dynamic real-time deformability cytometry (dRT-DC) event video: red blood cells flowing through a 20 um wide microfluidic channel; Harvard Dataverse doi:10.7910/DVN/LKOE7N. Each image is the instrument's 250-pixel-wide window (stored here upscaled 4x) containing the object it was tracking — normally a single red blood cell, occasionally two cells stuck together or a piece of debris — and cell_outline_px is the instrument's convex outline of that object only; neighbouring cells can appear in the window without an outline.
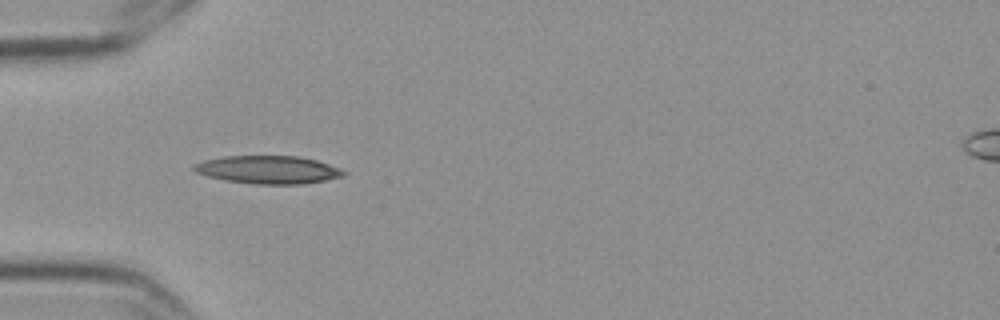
{"species": "Egyptian fruit bat (a non-hibernating species)", "species_latin": "Rousettus aegyptiacus", "temperature_condition": "cold", "stored_images_in_passage": 5, "camera_frame_rate_fps": 3000, "um_per_image_px": 0.085, "frame": {"image": 1, "passage_image": 5, "time_ms": 1.333, "image_size_px": [1000, 320], "cell_outline_px": [[348, 172], [344, 176], [324, 180], [300, 184], [256, 184], [228, 180], [208, 176], [196, 172], [192, 168], [192, 164], [204, 160], [224, 156], [296, 156], [316, 160], [340, 168]], "centroid_in_image_um": [22.79, 14.42], "position_along_channel_um": 62.2, "area_um2": 24.22}}